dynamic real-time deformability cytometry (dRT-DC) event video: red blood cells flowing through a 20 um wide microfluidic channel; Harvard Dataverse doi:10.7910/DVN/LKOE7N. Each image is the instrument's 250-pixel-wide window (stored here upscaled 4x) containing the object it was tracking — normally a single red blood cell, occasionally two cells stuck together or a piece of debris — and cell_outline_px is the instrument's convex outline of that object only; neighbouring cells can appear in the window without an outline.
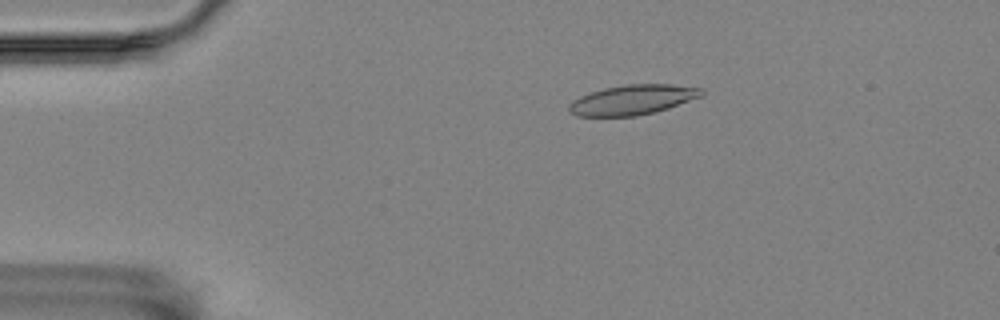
{"species": "Egyptian fruit bat (a non-hibernating species)", "species_latin": "Rousettus aegyptiacus", "temperature_condition": "room temperature", "stored_images_in_passage": 57, "camera_frame_rate_fps": 3000, "um_per_image_px": 0.085, "animal": {"sex": "female"}, "frame": {"image": 1, "passage_image": 11, "time_ms": 3.333, "image_size_px": [1000, 320], "cell_outline_px": [[704, 96], [668, 108], [636, 116], [576, 116], [568, 112], [568, 104], [572, 100], [580, 96], [604, 88], [624, 84], [672, 84], [704, 88]], "centroid_in_image_um": [53.78, 8.47], "position_along_channel_um": 31.2, "area_um2": 23.29}}
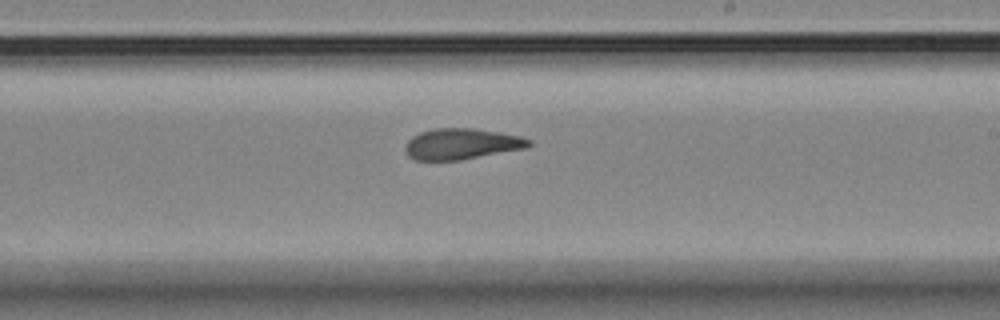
{"frame": {"image": 2, "passage_image": 34, "time_ms": 11.0, "image_size_px": [1000, 320], "cell_outline_px": [[532, 144], [528, 148], [460, 160], [416, 160], [408, 156], [404, 148], [404, 144], [412, 136], [420, 132], [436, 128], [472, 128], [500, 132], [520, 136], [532, 140]], "centroid_in_image_um": [39.25, 12.23], "position_along_channel_um": 249.8, "area_um2": 22.48}}
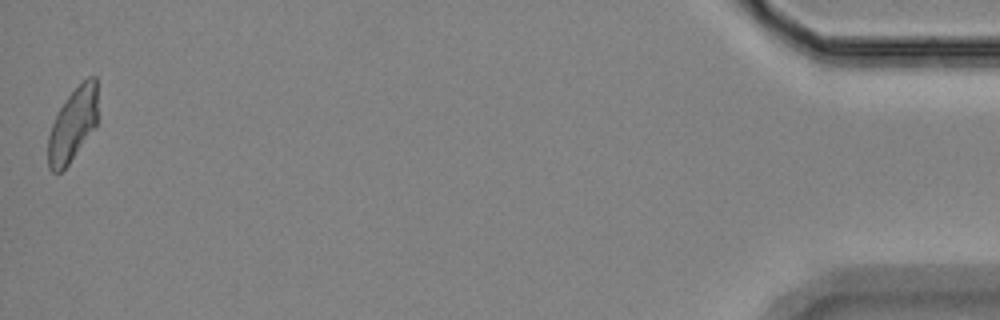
{"frame": {"image": 3, "passage_image": 57, "time_ms": 18.667, "image_size_px": [1000, 320], "cell_outline_px": [[96, 128], [68, 164], [60, 172], [52, 172], [48, 168], [48, 136], [52, 124], [60, 108], [68, 96], [88, 76], [96, 76]], "centroid_in_image_um": [6.18, 10.63], "position_along_channel_um": 429.0, "area_um2": 20.92}, "authors_computed_cell_mechanics": {"area_um2": 22.831, "velocity_mm_per_s": 3.5008, "shape_relaxation_time_tau1_ms": 8.8326, "shape_relaxation_time_tau2_ms": 1.9531, "deformation_change_tau1": 0.2128, "deformation_change_tau2": 0.0842}}